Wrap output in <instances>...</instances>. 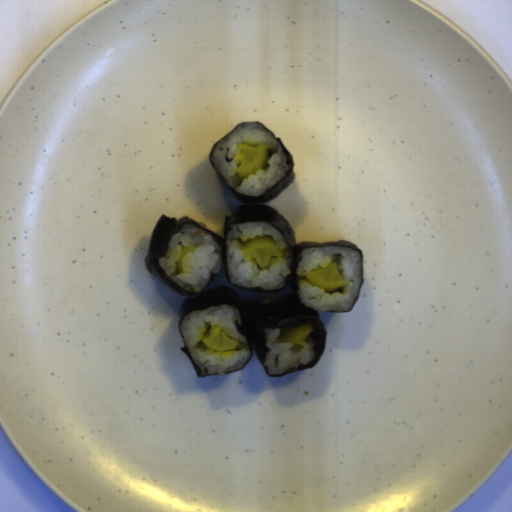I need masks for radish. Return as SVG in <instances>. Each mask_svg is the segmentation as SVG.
<instances>
[{
    "mask_svg": "<svg viewBox=\"0 0 512 512\" xmlns=\"http://www.w3.org/2000/svg\"><path fill=\"white\" fill-rule=\"evenodd\" d=\"M241 250L250 258H254L259 267H267L272 257H282L283 250L279 249L276 240L270 236H259L247 240Z\"/></svg>",
    "mask_w": 512,
    "mask_h": 512,
    "instance_id": "1f323893",
    "label": "radish"
},
{
    "mask_svg": "<svg viewBox=\"0 0 512 512\" xmlns=\"http://www.w3.org/2000/svg\"><path fill=\"white\" fill-rule=\"evenodd\" d=\"M308 281L325 292H332L346 286L341 278L337 262H331L324 269L305 272Z\"/></svg>",
    "mask_w": 512,
    "mask_h": 512,
    "instance_id": "8e3532e8",
    "label": "radish"
},
{
    "mask_svg": "<svg viewBox=\"0 0 512 512\" xmlns=\"http://www.w3.org/2000/svg\"><path fill=\"white\" fill-rule=\"evenodd\" d=\"M268 155L266 146L251 147L243 145L241 155L239 157V165L237 172L239 178L247 177L255 173L257 170L263 168L267 163Z\"/></svg>",
    "mask_w": 512,
    "mask_h": 512,
    "instance_id": "49b2ee8c",
    "label": "radish"
},
{
    "mask_svg": "<svg viewBox=\"0 0 512 512\" xmlns=\"http://www.w3.org/2000/svg\"><path fill=\"white\" fill-rule=\"evenodd\" d=\"M203 345L214 351L236 349L239 342L232 340L219 327H211L202 336Z\"/></svg>",
    "mask_w": 512,
    "mask_h": 512,
    "instance_id": "1c65be97",
    "label": "radish"
},
{
    "mask_svg": "<svg viewBox=\"0 0 512 512\" xmlns=\"http://www.w3.org/2000/svg\"><path fill=\"white\" fill-rule=\"evenodd\" d=\"M313 327L312 324L305 323L299 327H284L279 336L278 339L298 344L301 346H305L307 336L312 332Z\"/></svg>",
    "mask_w": 512,
    "mask_h": 512,
    "instance_id": "8ad9b29f",
    "label": "radish"
},
{
    "mask_svg": "<svg viewBox=\"0 0 512 512\" xmlns=\"http://www.w3.org/2000/svg\"><path fill=\"white\" fill-rule=\"evenodd\" d=\"M187 253H195V248L193 246V244H188L187 246L183 247L182 250H181V254L177 260V263H176V268H177V272L178 274H182L184 273L183 271V268H182V263H183V259L185 257V255Z\"/></svg>",
    "mask_w": 512,
    "mask_h": 512,
    "instance_id": "8779124a",
    "label": "radish"
}]
</instances>
